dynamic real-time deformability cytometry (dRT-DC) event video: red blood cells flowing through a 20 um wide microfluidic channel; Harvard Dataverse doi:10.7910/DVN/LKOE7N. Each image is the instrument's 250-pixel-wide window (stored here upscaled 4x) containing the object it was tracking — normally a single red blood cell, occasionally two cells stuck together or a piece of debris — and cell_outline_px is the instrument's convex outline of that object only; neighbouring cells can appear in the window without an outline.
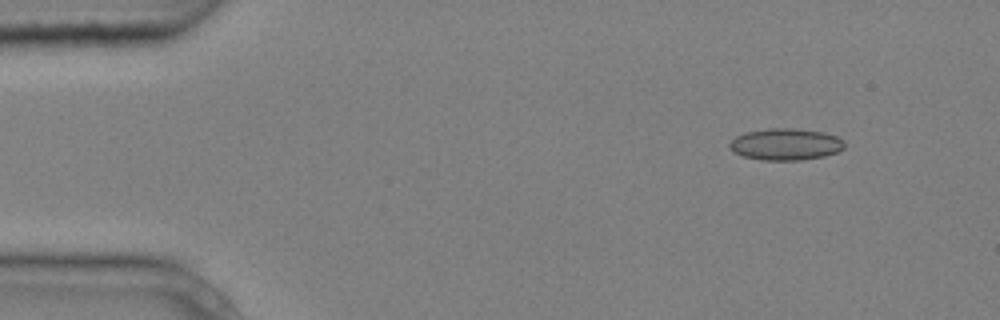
{"species": "common noctule bat (a hibernating species)", "species_latin": "Nyctalus noctula", "temperature_condition": "cold", "stored_images_in_passage": 4, "camera_frame_rate_fps": 3000, "um_per_image_px": 0.085, "animal": {"sex": "male", "body_mass_g": 20.4}, "frame": {"image": 1, "passage_image": 2, "time_ms": 0.333, "image_size_px": [1000, 320], "cell_outline_px": [[844, 148], [836, 152], [824, 156], [800, 160], [760, 160], [744, 156], [736, 152], [728, 144], [736, 136], [744, 132], [768, 128], [792, 128], [824, 132], [836, 136], [844, 140]], "centroid_in_image_um": [66.79, 12.25], "position_along_channel_um": 18.2, "area_um2": 21.15}}
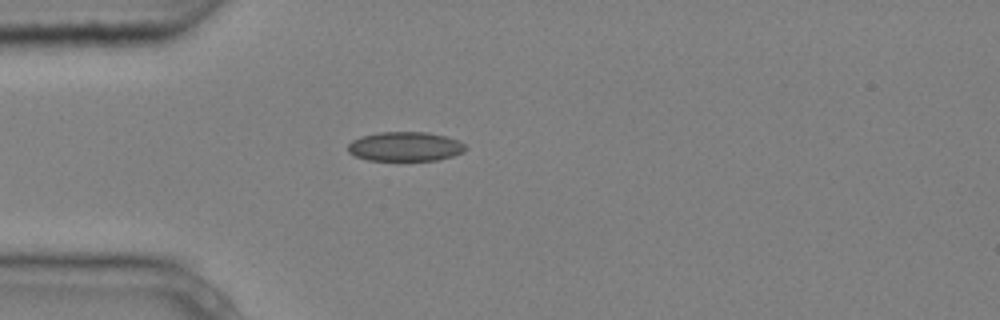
{"frame": {"image": 2, "passage_image": 4, "time_ms": 1.0, "image_size_px": [1000, 320], "cell_outline_px": [[468, 148], [464, 152], [452, 156], [436, 160], [368, 160], [356, 156], [348, 152], [348, 144], [352, 140], [360, 136], [380, 132], [428, 132], [448, 136], [464, 144]], "centroid_in_image_um": [34.44, 12.44], "position_along_channel_um": 50.6, "area_um2": 20.17}}